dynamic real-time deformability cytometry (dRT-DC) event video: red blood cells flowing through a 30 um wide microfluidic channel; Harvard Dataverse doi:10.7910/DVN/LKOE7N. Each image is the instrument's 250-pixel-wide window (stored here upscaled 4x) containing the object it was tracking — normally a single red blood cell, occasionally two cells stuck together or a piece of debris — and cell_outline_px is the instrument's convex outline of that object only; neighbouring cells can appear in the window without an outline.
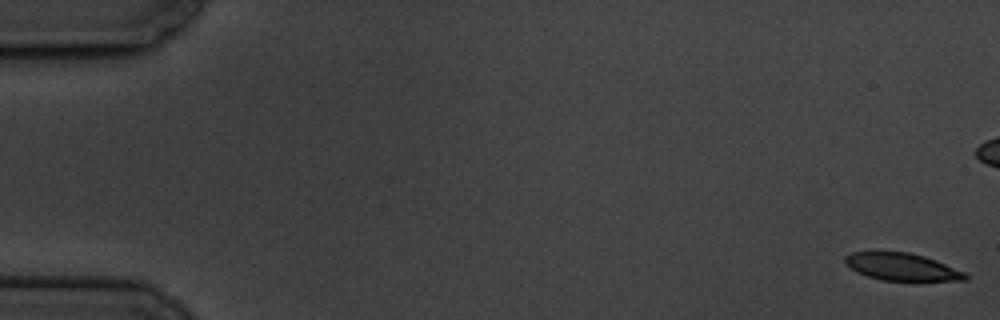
{"species": "common noctule bat (a hibernating species)", "species_latin": "Nyctalus noctula", "temperature_condition": "cold", "stored_images_in_passage": 59, "camera_frame_rate_fps": 3000, "um_per_image_px": 0.085, "animal": {"sex": "male", "body_mass_g": 19.5, "forearm_length_mm": 54.6}, "frame": {"image": 1, "passage_image": 1, "time_ms": 0.0, "image_size_px": [1000, 320], "cell_outline_px": [[968, 280], [880, 280], [856, 272], [844, 264], [844, 256], [852, 252], [908, 252], [924, 256], [936, 260], [964, 272], [968, 276]], "centroid_in_image_um": [76.61, 22.68], "position_along_channel_um": 8.4, "area_um2": 19.02}}
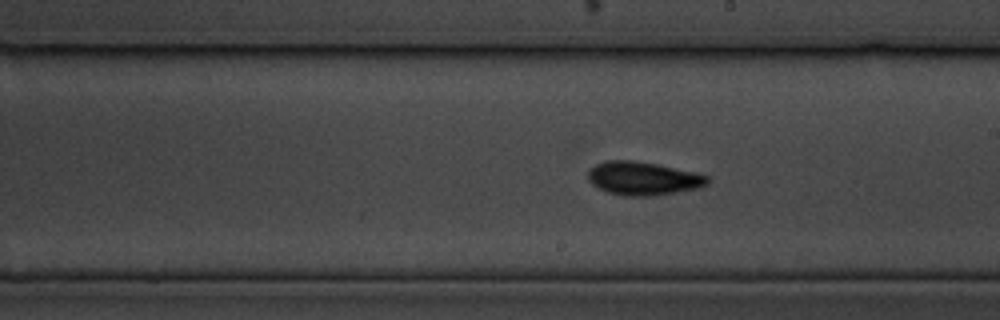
{"frame": {"image": 2, "passage_image": 33, "time_ms": 10.667, "image_size_px": [1000, 320], "cell_outline_px": [[708, 184], [700, 188], [676, 192], [648, 196], [624, 196], [608, 192], [596, 188], [588, 180], [588, 172], [596, 164], [608, 160], [632, 160], [656, 164], [692, 172], [708, 176]], "centroid_in_image_um": [54.63, 15.17], "position_along_channel_um": 234.4, "area_um2": 23.06}}
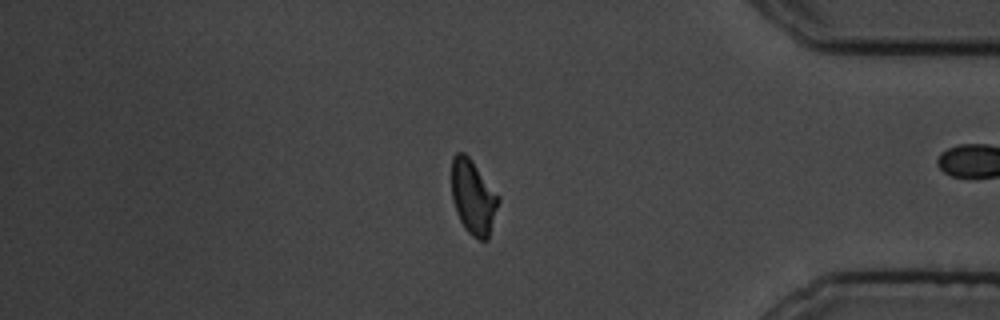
{"frame": {"image": 3, "passage_image": 49, "time_ms": 16.0, "image_size_px": [1000, 320], "cell_outline_px": [[500, 200], [488, 240], [480, 240], [472, 236], [464, 228], [456, 212], [452, 200], [452, 156], [456, 152], [464, 152], [472, 160], [500, 196]], "centroid_in_image_um": [40.23, 16.75], "position_along_channel_um": 395.0, "area_um2": 20.52}, "authors_computed_cell_mechanics": {"area_um2": 20.9814, "velocity_mm_per_s": 3.4879, "shape_relaxation_time_tau1_ms": 3.2479, "shape_relaxation_time_tau2_ms": 5.7681, "deformation_change_tau1": 0.0918, "deformation_change_tau2": 0.0998}}